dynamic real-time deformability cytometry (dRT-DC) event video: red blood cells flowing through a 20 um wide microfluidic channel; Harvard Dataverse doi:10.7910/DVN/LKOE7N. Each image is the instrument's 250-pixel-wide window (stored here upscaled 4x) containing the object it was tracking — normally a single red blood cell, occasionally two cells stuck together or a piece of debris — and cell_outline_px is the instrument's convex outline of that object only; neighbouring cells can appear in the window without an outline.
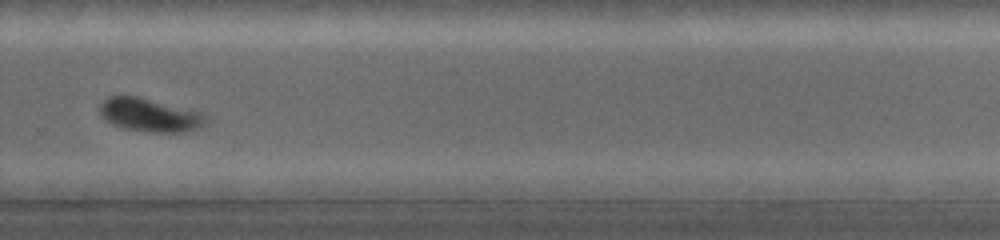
{"species": "common noctule bat (a hibernating species)", "species_latin": "Nyctalus noctula", "temperature_condition": "warm", "stored_images_in_passage": 35, "camera_frame_rate_fps": 5000, "um_per_image_px": 0.085, "animal": {"sex": "female", "body_mass_g": 19.0, "forearm_length_mm": 53.3}, "frame": {"image": 1, "passage_image": 22, "time_ms": 8.6, "image_size_px": [1000, 240], "cell_outline_px": [[204, 124], [196, 128], [184, 132], [144, 132], [120, 128], [104, 120], [100, 116], [100, 104], [108, 96], [136, 96], [200, 112], [204, 116]], "centroid_in_image_um": [12.63, 9.79], "position_along_channel_um": 317.2, "area_um2": 20.4}}
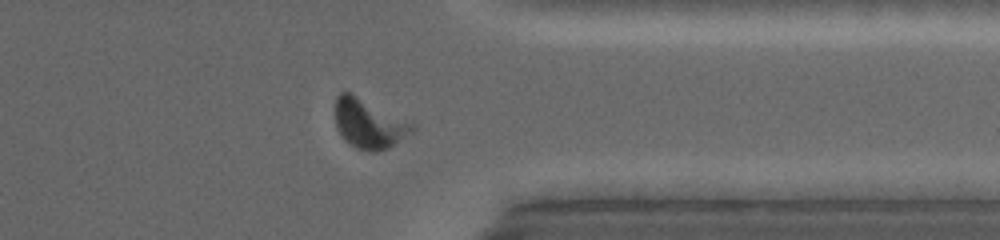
{"frame": {"image": 2, "passage_image": 26, "time_ms": 10.2, "image_size_px": [1000, 240], "cell_outline_px": [[416, 128], [412, 132], [388, 148], [376, 152], [372, 152], [356, 148], [344, 140], [336, 128], [336, 96], [340, 92], [352, 92], [416, 124]], "centroid_in_image_um": [31.36, 10.5], "position_along_channel_um": 380.0, "area_um2": 22.37}}
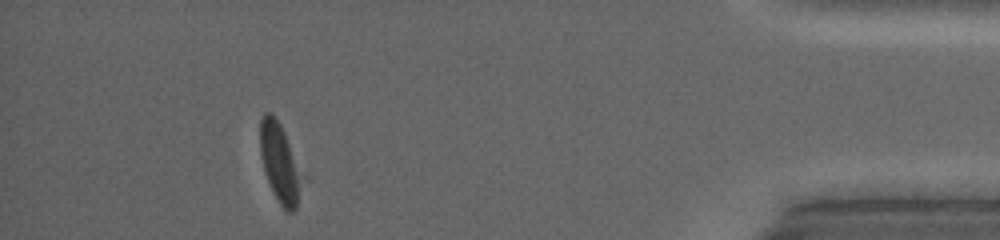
{"frame": {"image": 3, "passage_image": 32, "time_ms": 12.4, "image_size_px": [1000, 240], "cell_outline_px": [[300, 180], [296, 208], [292, 212], [288, 212], [280, 204], [272, 192], [264, 172], [260, 152], [260, 120], [264, 112], [272, 112], [280, 124], [284, 132], [300, 176]], "centroid_in_image_um": [23.7, 13.81], "position_along_channel_um": 411.5, "area_um2": 18.32}, "authors_computed_cell_mechanics": {"area_um2": 19.941, "velocity_mm_per_s": 4.181, "shape_relaxation_time_tau1_ms": 1.5785, "shape_relaxation_time_tau2_ms": null, "deformation_change_tau1": 0.1294, "deformation_change_tau2": null}}